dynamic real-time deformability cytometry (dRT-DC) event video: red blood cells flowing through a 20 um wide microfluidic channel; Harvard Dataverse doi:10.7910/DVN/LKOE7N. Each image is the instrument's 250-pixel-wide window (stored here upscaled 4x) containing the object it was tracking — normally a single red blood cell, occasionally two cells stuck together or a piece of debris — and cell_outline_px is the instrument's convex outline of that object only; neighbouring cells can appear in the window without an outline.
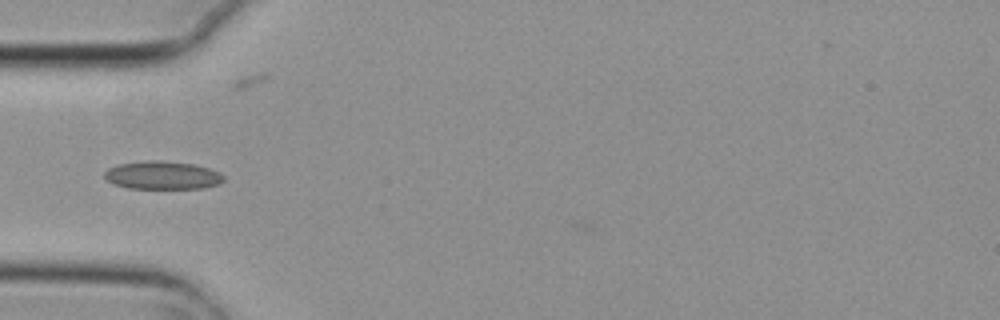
{"species": "common noctule bat (a hibernating species)", "species_latin": "Nyctalus noctula", "temperature_condition": "cold", "stored_images_in_passage": 6, "camera_frame_rate_fps": 3000, "um_per_image_px": 0.085, "animal": {"sex": "female", "body_mass_g": 29.2, "forearm_length_mm": 56.3}, "frame": {"image": 1, "passage_image": 5, "time_ms": 1.333, "image_size_px": [1000, 320], "cell_outline_px": [[224, 180], [220, 184], [204, 188], [128, 188], [112, 184], [104, 176], [104, 172], [108, 168], [120, 164], [152, 160], [156, 160], [192, 164], [208, 168], [220, 172], [224, 176]], "centroid_in_image_um": [13.82, 14.91], "position_along_channel_um": 71.2, "area_um2": 19.42}}